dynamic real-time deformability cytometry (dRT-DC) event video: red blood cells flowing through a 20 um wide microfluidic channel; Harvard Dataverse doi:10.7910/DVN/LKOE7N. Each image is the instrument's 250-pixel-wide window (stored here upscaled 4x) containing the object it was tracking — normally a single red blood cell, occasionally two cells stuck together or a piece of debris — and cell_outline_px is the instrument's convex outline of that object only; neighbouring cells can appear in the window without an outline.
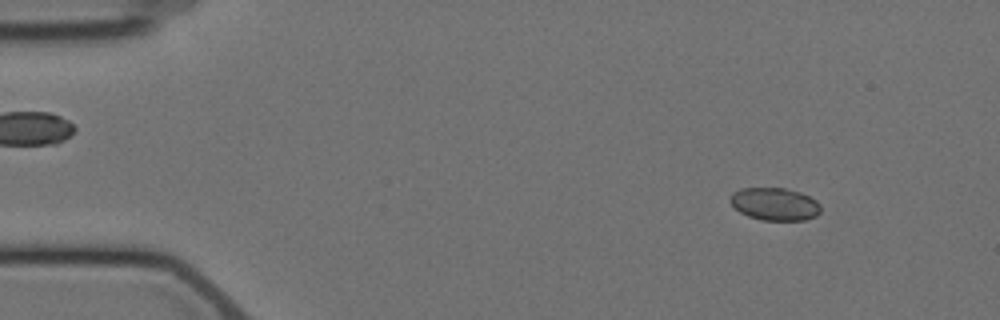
{"species": "Egyptian fruit bat (a non-hibernating species)", "species_latin": "Rousettus aegyptiacus", "temperature_condition": "cold", "stored_images_in_passage": 6, "camera_frame_rate_fps": 3000, "um_per_image_px": 0.085, "animal": {"sex": "female"}, "frame": {"image": 1, "passage_image": 3, "time_ms": 2.0, "image_size_px": [1000, 320], "cell_outline_px": [[820, 212], [816, 216], [804, 220], [760, 220], [748, 216], [740, 212], [728, 200], [732, 192], [740, 188], [784, 188], [800, 192], [816, 200], [820, 204]], "centroid_in_image_um": [65.84, 17.34], "position_along_channel_um": 19.2, "area_um2": 17.28}}
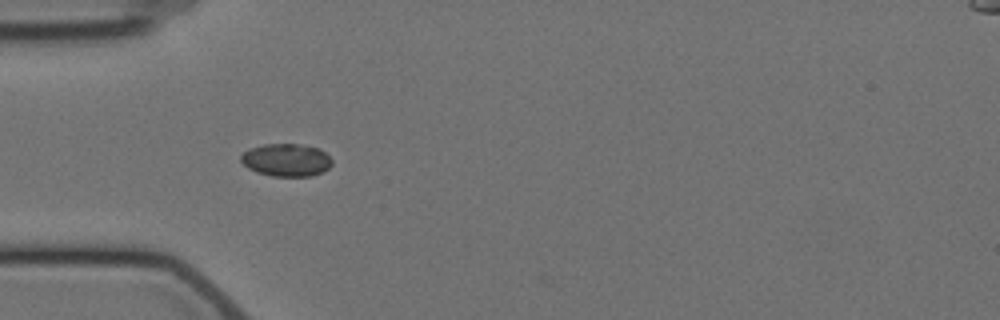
{"frame": {"image": 2, "passage_image": 5, "time_ms": 5.667, "image_size_px": [1000, 320], "cell_outline_px": [[332, 164], [324, 172], [312, 176], [272, 176], [256, 172], [248, 168], [240, 160], [240, 156], [248, 148], [264, 144], [300, 144], [320, 148], [332, 160]], "centroid_in_image_um": [24.33, 13.6], "position_along_channel_um": 60.7, "area_um2": 17.51}}
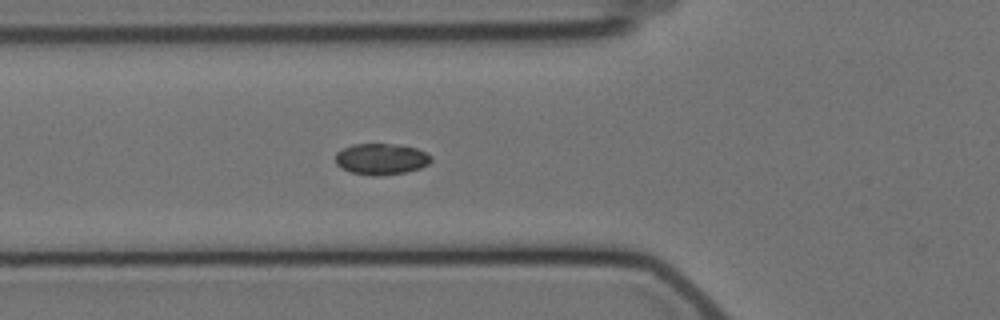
{"frame": {"image": 3, "passage_image": 6, "time_ms": 6.667, "image_size_px": [1000, 320], "cell_outline_px": [[432, 160], [428, 164], [420, 168], [404, 172], [376, 176], [372, 176], [348, 172], [336, 164], [336, 152], [352, 144], [400, 144], [416, 148], [432, 156]], "centroid_in_image_um": [32.39, 13.51], "position_along_channel_um": 93.4, "area_um2": 17.46}}